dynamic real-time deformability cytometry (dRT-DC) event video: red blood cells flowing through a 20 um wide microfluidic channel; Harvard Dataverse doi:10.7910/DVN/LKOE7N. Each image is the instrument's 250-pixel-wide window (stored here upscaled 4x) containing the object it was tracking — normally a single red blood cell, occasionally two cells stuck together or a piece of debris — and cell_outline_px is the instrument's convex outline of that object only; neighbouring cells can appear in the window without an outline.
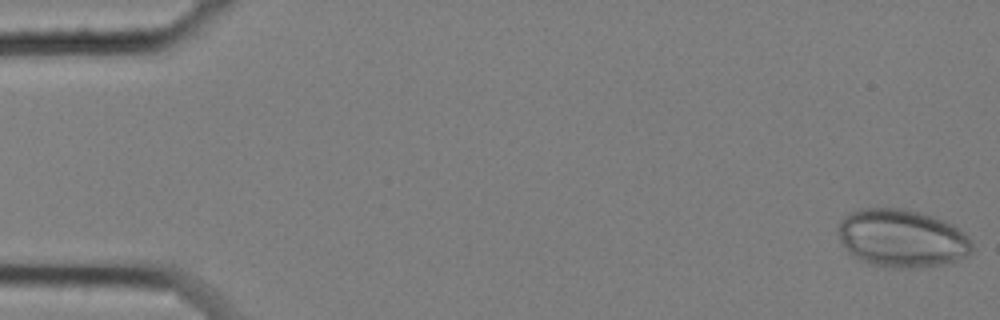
{"species": "common noctule bat (a hibernating species)", "species_latin": "Nyctalus noctula", "temperature_condition": "cold", "stored_images_in_passage": 53, "camera_frame_rate_fps": 3000, "um_per_image_px": 0.085, "animal": {"sex": "female", "body_mass_g": 25.1}, "frame": {"image": 1, "passage_image": 1, "time_ms": 0.0, "image_size_px": [1000, 320], "cell_outline_px": [[972, 252], [968, 256], [952, 264], [916, 268], [884, 268], [868, 264], [852, 256], [848, 252], [840, 240], [836, 228], [840, 220], [844, 216], [852, 212], [864, 208], [900, 208], [932, 216], [952, 224], [968, 236], [972, 244]], "centroid_in_image_um": [76.66, 20.29], "position_along_channel_um": 8.3, "area_um2": 45.89}}
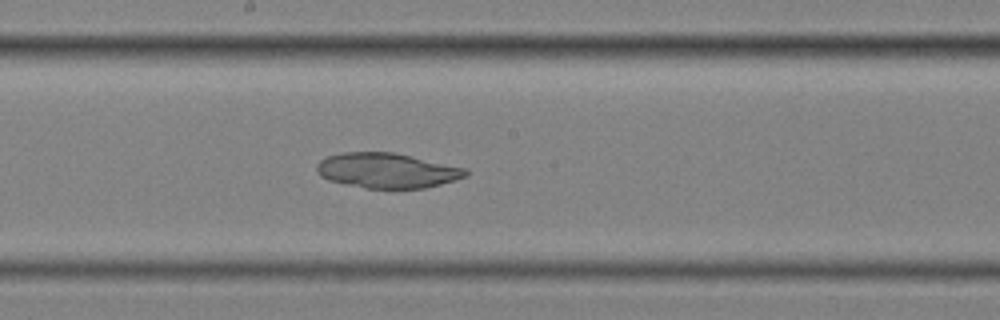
{"frame": {"image": 2, "passage_image": 31, "time_ms": 10.0, "image_size_px": [1000, 320], "cell_outline_px": [[468, 176], [456, 180], [424, 188], [368, 188], [344, 184], [328, 180], [320, 176], [316, 172], [316, 164], [320, 160], [328, 156], [344, 152], [392, 152], [412, 156], [468, 168]], "centroid_in_image_um": [32.9, 14.49], "position_along_channel_um": 215.3, "area_um2": 30.52}}
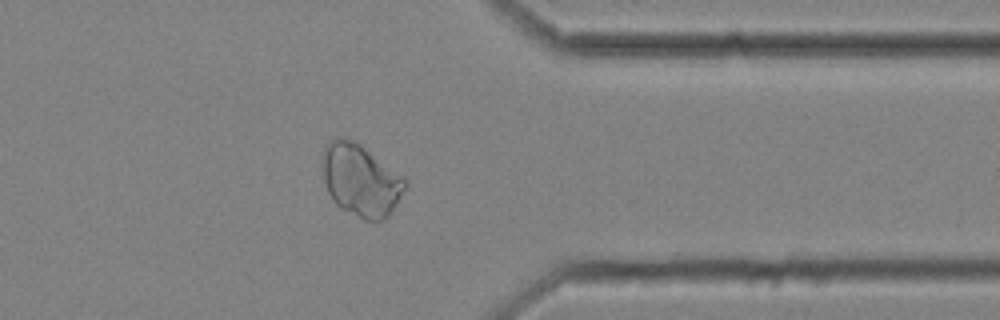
{"frame": {"image": 3, "passage_image": 46, "time_ms": 15.0, "image_size_px": [1000, 320], "cell_outline_px": [[408, 184], [388, 216], [384, 220], [364, 220], [340, 208], [332, 200], [328, 192], [324, 180], [324, 144], [328, 140], [336, 136], [356, 140], [404, 176], [408, 180]], "centroid_in_image_um": [30.67, 15.28], "position_along_channel_um": 380.7, "area_um2": 34.97}}